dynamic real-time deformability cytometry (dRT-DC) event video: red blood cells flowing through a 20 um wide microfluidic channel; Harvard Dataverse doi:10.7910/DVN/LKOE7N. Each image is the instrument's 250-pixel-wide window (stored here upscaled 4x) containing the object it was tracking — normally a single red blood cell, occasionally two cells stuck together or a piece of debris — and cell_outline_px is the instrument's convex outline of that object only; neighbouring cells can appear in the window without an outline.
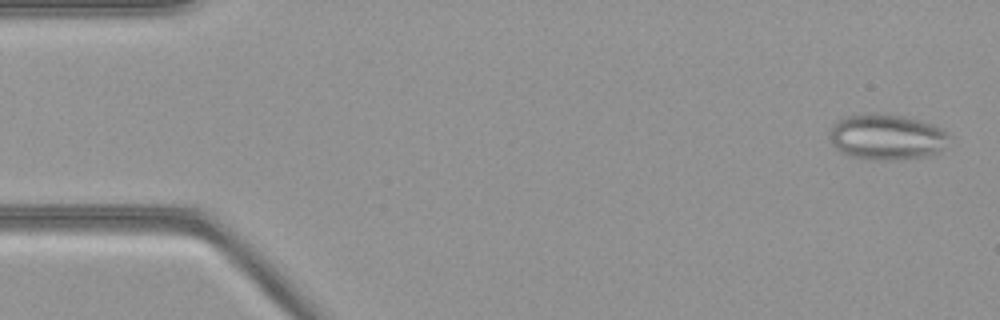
{"species": "common noctule bat (a hibernating species)", "species_latin": "Nyctalus noctula", "temperature_condition": "warm", "stored_images_in_passage": 52, "segment_of_instrument_passage": [1, 2], "camera_frame_rate_fps": 3000, "um_per_image_px": 0.085, "animal": {"sex": "female", "body_mass_g": 21.9}, "frame": {"image": 1, "passage_image": 2, "time_ms": 0.333, "image_size_px": [1000, 320], "cell_outline_px": [[956, 140], [944, 148], [928, 156], [896, 160], [872, 160], [848, 156], [840, 152], [832, 144], [828, 136], [828, 132], [836, 120], [844, 116], [868, 112], [880, 112], [904, 116], [920, 120], [944, 128]], "centroid_in_image_um": [75.4, 11.63], "position_along_channel_um": 9.6, "area_um2": 33.12}}